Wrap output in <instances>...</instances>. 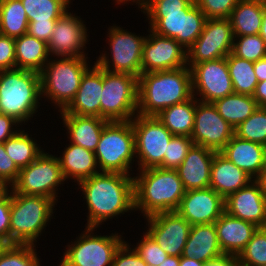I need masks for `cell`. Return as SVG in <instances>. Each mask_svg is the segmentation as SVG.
I'll list each match as a JSON object with an SVG mask.
<instances>
[{"label": "cell", "mask_w": 266, "mask_h": 266, "mask_svg": "<svg viewBox=\"0 0 266 266\" xmlns=\"http://www.w3.org/2000/svg\"><path fill=\"white\" fill-rule=\"evenodd\" d=\"M58 58H49L40 72V81L42 98H48L59 108V112L74 99L83 74L90 64L88 65V58L83 57Z\"/></svg>", "instance_id": "6"}, {"label": "cell", "mask_w": 266, "mask_h": 266, "mask_svg": "<svg viewBox=\"0 0 266 266\" xmlns=\"http://www.w3.org/2000/svg\"><path fill=\"white\" fill-rule=\"evenodd\" d=\"M179 266H205V263L203 261L197 260L193 257L180 256V265Z\"/></svg>", "instance_id": "56"}, {"label": "cell", "mask_w": 266, "mask_h": 266, "mask_svg": "<svg viewBox=\"0 0 266 266\" xmlns=\"http://www.w3.org/2000/svg\"><path fill=\"white\" fill-rule=\"evenodd\" d=\"M36 142L35 138L29 137L25 130L20 129L14 136L4 142V148L16 166L22 169L43 153L44 150Z\"/></svg>", "instance_id": "34"}, {"label": "cell", "mask_w": 266, "mask_h": 266, "mask_svg": "<svg viewBox=\"0 0 266 266\" xmlns=\"http://www.w3.org/2000/svg\"><path fill=\"white\" fill-rule=\"evenodd\" d=\"M254 180L258 183L261 192L266 197V164Z\"/></svg>", "instance_id": "55"}, {"label": "cell", "mask_w": 266, "mask_h": 266, "mask_svg": "<svg viewBox=\"0 0 266 266\" xmlns=\"http://www.w3.org/2000/svg\"><path fill=\"white\" fill-rule=\"evenodd\" d=\"M143 13L153 32L175 39L186 50L200 36L207 19L194 0L180 11Z\"/></svg>", "instance_id": "11"}, {"label": "cell", "mask_w": 266, "mask_h": 266, "mask_svg": "<svg viewBox=\"0 0 266 266\" xmlns=\"http://www.w3.org/2000/svg\"><path fill=\"white\" fill-rule=\"evenodd\" d=\"M190 71L192 93L199 101L213 103L234 93L226 57L194 64Z\"/></svg>", "instance_id": "15"}, {"label": "cell", "mask_w": 266, "mask_h": 266, "mask_svg": "<svg viewBox=\"0 0 266 266\" xmlns=\"http://www.w3.org/2000/svg\"><path fill=\"white\" fill-rule=\"evenodd\" d=\"M131 122L135 135L137 169L158 167L163 162L164 154H167L173 134L157 116L137 114Z\"/></svg>", "instance_id": "13"}, {"label": "cell", "mask_w": 266, "mask_h": 266, "mask_svg": "<svg viewBox=\"0 0 266 266\" xmlns=\"http://www.w3.org/2000/svg\"><path fill=\"white\" fill-rule=\"evenodd\" d=\"M115 1H116L115 3L118 5H121L123 3L126 4L128 1L129 3L133 2V4L136 3L138 5V8H141L147 2V0H115Z\"/></svg>", "instance_id": "60"}, {"label": "cell", "mask_w": 266, "mask_h": 266, "mask_svg": "<svg viewBox=\"0 0 266 266\" xmlns=\"http://www.w3.org/2000/svg\"><path fill=\"white\" fill-rule=\"evenodd\" d=\"M100 101V118L109 122L132 120L138 109V78L103 69Z\"/></svg>", "instance_id": "8"}, {"label": "cell", "mask_w": 266, "mask_h": 266, "mask_svg": "<svg viewBox=\"0 0 266 266\" xmlns=\"http://www.w3.org/2000/svg\"><path fill=\"white\" fill-rule=\"evenodd\" d=\"M19 124L14 118L0 113V143H4L7 139L15 135L20 130V128H17L20 126Z\"/></svg>", "instance_id": "51"}, {"label": "cell", "mask_w": 266, "mask_h": 266, "mask_svg": "<svg viewBox=\"0 0 266 266\" xmlns=\"http://www.w3.org/2000/svg\"><path fill=\"white\" fill-rule=\"evenodd\" d=\"M76 14L66 12L57 19L48 45L49 55L53 57H83L88 41L87 27ZM84 48V49H83ZM82 50V51H81Z\"/></svg>", "instance_id": "18"}, {"label": "cell", "mask_w": 266, "mask_h": 266, "mask_svg": "<svg viewBox=\"0 0 266 266\" xmlns=\"http://www.w3.org/2000/svg\"><path fill=\"white\" fill-rule=\"evenodd\" d=\"M142 51V73L173 70L187 66V50L175 39L156 34L151 29Z\"/></svg>", "instance_id": "17"}, {"label": "cell", "mask_w": 266, "mask_h": 266, "mask_svg": "<svg viewBox=\"0 0 266 266\" xmlns=\"http://www.w3.org/2000/svg\"><path fill=\"white\" fill-rule=\"evenodd\" d=\"M241 139L266 145V107H258L254 113L234 129Z\"/></svg>", "instance_id": "38"}, {"label": "cell", "mask_w": 266, "mask_h": 266, "mask_svg": "<svg viewBox=\"0 0 266 266\" xmlns=\"http://www.w3.org/2000/svg\"><path fill=\"white\" fill-rule=\"evenodd\" d=\"M80 186V187H79ZM88 208L85 227L134 210V178L121 173L100 172L78 183Z\"/></svg>", "instance_id": "1"}, {"label": "cell", "mask_w": 266, "mask_h": 266, "mask_svg": "<svg viewBox=\"0 0 266 266\" xmlns=\"http://www.w3.org/2000/svg\"><path fill=\"white\" fill-rule=\"evenodd\" d=\"M219 246L224 255L238 256L259 228L253 223L224 212L214 223Z\"/></svg>", "instance_id": "24"}, {"label": "cell", "mask_w": 266, "mask_h": 266, "mask_svg": "<svg viewBox=\"0 0 266 266\" xmlns=\"http://www.w3.org/2000/svg\"><path fill=\"white\" fill-rule=\"evenodd\" d=\"M254 71L258 82L266 80V57L254 62Z\"/></svg>", "instance_id": "54"}, {"label": "cell", "mask_w": 266, "mask_h": 266, "mask_svg": "<svg viewBox=\"0 0 266 266\" xmlns=\"http://www.w3.org/2000/svg\"><path fill=\"white\" fill-rule=\"evenodd\" d=\"M11 192L0 202V239L10 245Z\"/></svg>", "instance_id": "49"}, {"label": "cell", "mask_w": 266, "mask_h": 266, "mask_svg": "<svg viewBox=\"0 0 266 266\" xmlns=\"http://www.w3.org/2000/svg\"><path fill=\"white\" fill-rule=\"evenodd\" d=\"M192 96L191 71L188 66L142 73L138 77L137 114L157 116L165 108L182 103Z\"/></svg>", "instance_id": "2"}, {"label": "cell", "mask_w": 266, "mask_h": 266, "mask_svg": "<svg viewBox=\"0 0 266 266\" xmlns=\"http://www.w3.org/2000/svg\"><path fill=\"white\" fill-rule=\"evenodd\" d=\"M234 135V128L217 112L213 103L196 98L194 129L190 138L200 145L220 152Z\"/></svg>", "instance_id": "16"}, {"label": "cell", "mask_w": 266, "mask_h": 266, "mask_svg": "<svg viewBox=\"0 0 266 266\" xmlns=\"http://www.w3.org/2000/svg\"><path fill=\"white\" fill-rule=\"evenodd\" d=\"M224 200L225 212L230 216L266 227V197L254 179Z\"/></svg>", "instance_id": "21"}, {"label": "cell", "mask_w": 266, "mask_h": 266, "mask_svg": "<svg viewBox=\"0 0 266 266\" xmlns=\"http://www.w3.org/2000/svg\"><path fill=\"white\" fill-rule=\"evenodd\" d=\"M266 6L239 0L229 17L234 36L259 34Z\"/></svg>", "instance_id": "32"}, {"label": "cell", "mask_w": 266, "mask_h": 266, "mask_svg": "<svg viewBox=\"0 0 266 266\" xmlns=\"http://www.w3.org/2000/svg\"><path fill=\"white\" fill-rule=\"evenodd\" d=\"M94 153L100 172L130 175L131 165L136 158L131 120L108 122Z\"/></svg>", "instance_id": "7"}, {"label": "cell", "mask_w": 266, "mask_h": 266, "mask_svg": "<svg viewBox=\"0 0 266 266\" xmlns=\"http://www.w3.org/2000/svg\"><path fill=\"white\" fill-rule=\"evenodd\" d=\"M176 212L191 225L215 223L225 212V200L210 187L189 190Z\"/></svg>", "instance_id": "20"}, {"label": "cell", "mask_w": 266, "mask_h": 266, "mask_svg": "<svg viewBox=\"0 0 266 266\" xmlns=\"http://www.w3.org/2000/svg\"><path fill=\"white\" fill-rule=\"evenodd\" d=\"M220 152L252 179L266 164L264 145L241 139L235 134Z\"/></svg>", "instance_id": "25"}, {"label": "cell", "mask_w": 266, "mask_h": 266, "mask_svg": "<svg viewBox=\"0 0 266 266\" xmlns=\"http://www.w3.org/2000/svg\"><path fill=\"white\" fill-rule=\"evenodd\" d=\"M7 245L0 239V253Z\"/></svg>", "instance_id": "62"}, {"label": "cell", "mask_w": 266, "mask_h": 266, "mask_svg": "<svg viewBox=\"0 0 266 266\" xmlns=\"http://www.w3.org/2000/svg\"><path fill=\"white\" fill-rule=\"evenodd\" d=\"M239 266H266V228H258L237 256Z\"/></svg>", "instance_id": "39"}, {"label": "cell", "mask_w": 266, "mask_h": 266, "mask_svg": "<svg viewBox=\"0 0 266 266\" xmlns=\"http://www.w3.org/2000/svg\"><path fill=\"white\" fill-rule=\"evenodd\" d=\"M206 18H229L239 0H194Z\"/></svg>", "instance_id": "44"}, {"label": "cell", "mask_w": 266, "mask_h": 266, "mask_svg": "<svg viewBox=\"0 0 266 266\" xmlns=\"http://www.w3.org/2000/svg\"><path fill=\"white\" fill-rule=\"evenodd\" d=\"M56 21L38 22L31 21L28 24L27 33L37 39L43 40L46 43L49 42L52 31L55 27Z\"/></svg>", "instance_id": "50"}, {"label": "cell", "mask_w": 266, "mask_h": 266, "mask_svg": "<svg viewBox=\"0 0 266 266\" xmlns=\"http://www.w3.org/2000/svg\"><path fill=\"white\" fill-rule=\"evenodd\" d=\"M65 178L62 174L57 155L44 152L27 167L20 169L17 180L11 189L23 195L46 196L58 200L56 192Z\"/></svg>", "instance_id": "12"}, {"label": "cell", "mask_w": 266, "mask_h": 266, "mask_svg": "<svg viewBox=\"0 0 266 266\" xmlns=\"http://www.w3.org/2000/svg\"><path fill=\"white\" fill-rule=\"evenodd\" d=\"M234 93L253 96L258 80L254 62L239 58L230 53L226 56Z\"/></svg>", "instance_id": "36"}, {"label": "cell", "mask_w": 266, "mask_h": 266, "mask_svg": "<svg viewBox=\"0 0 266 266\" xmlns=\"http://www.w3.org/2000/svg\"><path fill=\"white\" fill-rule=\"evenodd\" d=\"M69 142L95 152L104 126L109 122L96 116L60 114Z\"/></svg>", "instance_id": "27"}, {"label": "cell", "mask_w": 266, "mask_h": 266, "mask_svg": "<svg viewBox=\"0 0 266 266\" xmlns=\"http://www.w3.org/2000/svg\"><path fill=\"white\" fill-rule=\"evenodd\" d=\"M143 233V238L140 242L138 241L134 250L139 254L147 266H159L168 257V254L147 232Z\"/></svg>", "instance_id": "43"}, {"label": "cell", "mask_w": 266, "mask_h": 266, "mask_svg": "<svg viewBox=\"0 0 266 266\" xmlns=\"http://www.w3.org/2000/svg\"><path fill=\"white\" fill-rule=\"evenodd\" d=\"M193 144L190 137L173 135L168 143L167 154H164L163 162L158 167L165 169L178 168Z\"/></svg>", "instance_id": "42"}, {"label": "cell", "mask_w": 266, "mask_h": 266, "mask_svg": "<svg viewBox=\"0 0 266 266\" xmlns=\"http://www.w3.org/2000/svg\"><path fill=\"white\" fill-rule=\"evenodd\" d=\"M183 257H193L208 263L224 256L219 246L214 223L191 225Z\"/></svg>", "instance_id": "28"}, {"label": "cell", "mask_w": 266, "mask_h": 266, "mask_svg": "<svg viewBox=\"0 0 266 266\" xmlns=\"http://www.w3.org/2000/svg\"><path fill=\"white\" fill-rule=\"evenodd\" d=\"M217 112L234 129L258 108L253 96L232 93L213 102Z\"/></svg>", "instance_id": "33"}, {"label": "cell", "mask_w": 266, "mask_h": 266, "mask_svg": "<svg viewBox=\"0 0 266 266\" xmlns=\"http://www.w3.org/2000/svg\"><path fill=\"white\" fill-rule=\"evenodd\" d=\"M253 98L256 100L258 107H266V80L258 82Z\"/></svg>", "instance_id": "52"}, {"label": "cell", "mask_w": 266, "mask_h": 266, "mask_svg": "<svg viewBox=\"0 0 266 266\" xmlns=\"http://www.w3.org/2000/svg\"><path fill=\"white\" fill-rule=\"evenodd\" d=\"M102 89L103 69L94 63L83 74L74 99L60 114L100 117Z\"/></svg>", "instance_id": "22"}, {"label": "cell", "mask_w": 266, "mask_h": 266, "mask_svg": "<svg viewBox=\"0 0 266 266\" xmlns=\"http://www.w3.org/2000/svg\"><path fill=\"white\" fill-rule=\"evenodd\" d=\"M196 97L162 110L157 118L173 134L190 137L194 129Z\"/></svg>", "instance_id": "31"}, {"label": "cell", "mask_w": 266, "mask_h": 266, "mask_svg": "<svg viewBox=\"0 0 266 266\" xmlns=\"http://www.w3.org/2000/svg\"><path fill=\"white\" fill-rule=\"evenodd\" d=\"M232 54L256 62L266 57V44L259 34L234 36Z\"/></svg>", "instance_id": "41"}, {"label": "cell", "mask_w": 266, "mask_h": 266, "mask_svg": "<svg viewBox=\"0 0 266 266\" xmlns=\"http://www.w3.org/2000/svg\"><path fill=\"white\" fill-rule=\"evenodd\" d=\"M41 98L40 73L19 68L0 71V113L25 124L37 113Z\"/></svg>", "instance_id": "4"}, {"label": "cell", "mask_w": 266, "mask_h": 266, "mask_svg": "<svg viewBox=\"0 0 266 266\" xmlns=\"http://www.w3.org/2000/svg\"><path fill=\"white\" fill-rule=\"evenodd\" d=\"M125 241L116 251L112 266H147L139 254Z\"/></svg>", "instance_id": "45"}, {"label": "cell", "mask_w": 266, "mask_h": 266, "mask_svg": "<svg viewBox=\"0 0 266 266\" xmlns=\"http://www.w3.org/2000/svg\"><path fill=\"white\" fill-rule=\"evenodd\" d=\"M193 0H147L141 12H173L186 8ZM143 10V11H142Z\"/></svg>", "instance_id": "46"}, {"label": "cell", "mask_w": 266, "mask_h": 266, "mask_svg": "<svg viewBox=\"0 0 266 266\" xmlns=\"http://www.w3.org/2000/svg\"><path fill=\"white\" fill-rule=\"evenodd\" d=\"M108 30L111 54L105 51L95 63L106 71L126 73L138 78L142 74L141 58L146 36H138L116 25Z\"/></svg>", "instance_id": "10"}, {"label": "cell", "mask_w": 266, "mask_h": 266, "mask_svg": "<svg viewBox=\"0 0 266 266\" xmlns=\"http://www.w3.org/2000/svg\"><path fill=\"white\" fill-rule=\"evenodd\" d=\"M29 22L57 21L67 11L71 0H20ZM68 8V9H67Z\"/></svg>", "instance_id": "37"}, {"label": "cell", "mask_w": 266, "mask_h": 266, "mask_svg": "<svg viewBox=\"0 0 266 266\" xmlns=\"http://www.w3.org/2000/svg\"><path fill=\"white\" fill-rule=\"evenodd\" d=\"M134 178V210L144 217L159 212H174L185 195L176 169L151 167L138 170Z\"/></svg>", "instance_id": "3"}, {"label": "cell", "mask_w": 266, "mask_h": 266, "mask_svg": "<svg viewBox=\"0 0 266 266\" xmlns=\"http://www.w3.org/2000/svg\"><path fill=\"white\" fill-rule=\"evenodd\" d=\"M205 266H239L236 256L224 255L218 259L205 263Z\"/></svg>", "instance_id": "53"}, {"label": "cell", "mask_w": 266, "mask_h": 266, "mask_svg": "<svg viewBox=\"0 0 266 266\" xmlns=\"http://www.w3.org/2000/svg\"><path fill=\"white\" fill-rule=\"evenodd\" d=\"M215 152L195 144L189 149L181 165L176 168L186 191L210 187V168Z\"/></svg>", "instance_id": "23"}, {"label": "cell", "mask_w": 266, "mask_h": 266, "mask_svg": "<svg viewBox=\"0 0 266 266\" xmlns=\"http://www.w3.org/2000/svg\"><path fill=\"white\" fill-rule=\"evenodd\" d=\"M57 204L46 196L23 195L11 189L10 245H36Z\"/></svg>", "instance_id": "5"}, {"label": "cell", "mask_w": 266, "mask_h": 266, "mask_svg": "<svg viewBox=\"0 0 266 266\" xmlns=\"http://www.w3.org/2000/svg\"><path fill=\"white\" fill-rule=\"evenodd\" d=\"M49 57L45 41L28 33L15 39L16 68L40 73Z\"/></svg>", "instance_id": "30"}, {"label": "cell", "mask_w": 266, "mask_h": 266, "mask_svg": "<svg viewBox=\"0 0 266 266\" xmlns=\"http://www.w3.org/2000/svg\"><path fill=\"white\" fill-rule=\"evenodd\" d=\"M16 68L15 39L0 34V71Z\"/></svg>", "instance_id": "47"}, {"label": "cell", "mask_w": 266, "mask_h": 266, "mask_svg": "<svg viewBox=\"0 0 266 266\" xmlns=\"http://www.w3.org/2000/svg\"><path fill=\"white\" fill-rule=\"evenodd\" d=\"M179 265H180V256L168 255V257L159 266H179Z\"/></svg>", "instance_id": "58"}, {"label": "cell", "mask_w": 266, "mask_h": 266, "mask_svg": "<svg viewBox=\"0 0 266 266\" xmlns=\"http://www.w3.org/2000/svg\"><path fill=\"white\" fill-rule=\"evenodd\" d=\"M11 188V185L7 181L0 178V202L10 194Z\"/></svg>", "instance_id": "57"}, {"label": "cell", "mask_w": 266, "mask_h": 266, "mask_svg": "<svg viewBox=\"0 0 266 266\" xmlns=\"http://www.w3.org/2000/svg\"><path fill=\"white\" fill-rule=\"evenodd\" d=\"M34 245H7L0 253V266H41Z\"/></svg>", "instance_id": "40"}, {"label": "cell", "mask_w": 266, "mask_h": 266, "mask_svg": "<svg viewBox=\"0 0 266 266\" xmlns=\"http://www.w3.org/2000/svg\"><path fill=\"white\" fill-rule=\"evenodd\" d=\"M29 21L20 0H2L0 6V34L18 38L27 33Z\"/></svg>", "instance_id": "35"}, {"label": "cell", "mask_w": 266, "mask_h": 266, "mask_svg": "<svg viewBox=\"0 0 266 266\" xmlns=\"http://www.w3.org/2000/svg\"><path fill=\"white\" fill-rule=\"evenodd\" d=\"M253 179L221 152H215L210 168V188L224 199L246 186Z\"/></svg>", "instance_id": "26"}, {"label": "cell", "mask_w": 266, "mask_h": 266, "mask_svg": "<svg viewBox=\"0 0 266 266\" xmlns=\"http://www.w3.org/2000/svg\"><path fill=\"white\" fill-rule=\"evenodd\" d=\"M146 231L171 256H181L188 239L191 224L176 211L159 212L146 217Z\"/></svg>", "instance_id": "19"}, {"label": "cell", "mask_w": 266, "mask_h": 266, "mask_svg": "<svg viewBox=\"0 0 266 266\" xmlns=\"http://www.w3.org/2000/svg\"><path fill=\"white\" fill-rule=\"evenodd\" d=\"M95 229L86 227L77 240L67 245L59 266H112L116 251L125 241L116 232L95 235Z\"/></svg>", "instance_id": "9"}, {"label": "cell", "mask_w": 266, "mask_h": 266, "mask_svg": "<svg viewBox=\"0 0 266 266\" xmlns=\"http://www.w3.org/2000/svg\"><path fill=\"white\" fill-rule=\"evenodd\" d=\"M233 42L229 18H207L202 33L187 50V66L226 57L232 52Z\"/></svg>", "instance_id": "14"}, {"label": "cell", "mask_w": 266, "mask_h": 266, "mask_svg": "<svg viewBox=\"0 0 266 266\" xmlns=\"http://www.w3.org/2000/svg\"><path fill=\"white\" fill-rule=\"evenodd\" d=\"M20 169L6 153L4 143H0V178L12 185L18 177Z\"/></svg>", "instance_id": "48"}, {"label": "cell", "mask_w": 266, "mask_h": 266, "mask_svg": "<svg viewBox=\"0 0 266 266\" xmlns=\"http://www.w3.org/2000/svg\"><path fill=\"white\" fill-rule=\"evenodd\" d=\"M57 158L66 181L74 179V182L76 181L78 184L80 181L100 173V170L97 169L95 153L71 142L68 147L64 148L62 156Z\"/></svg>", "instance_id": "29"}, {"label": "cell", "mask_w": 266, "mask_h": 266, "mask_svg": "<svg viewBox=\"0 0 266 266\" xmlns=\"http://www.w3.org/2000/svg\"><path fill=\"white\" fill-rule=\"evenodd\" d=\"M259 35L265 41V44H266V9L264 10V13H263L262 25H261V30H260Z\"/></svg>", "instance_id": "59"}, {"label": "cell", "mask_w": 266, "mask_h": 266, "mask_svg": "<svg viewBox=\"0 0 266 266\" xmlns=\"http://www.w3.org/2000/svg\"><path fill=\"white\" fill-rule=\"evenodd\" d=\"M243 1H250V2H254V3L266 6V0H243Z\"/></svg>", "instance_id": "61"}]
</instances>
